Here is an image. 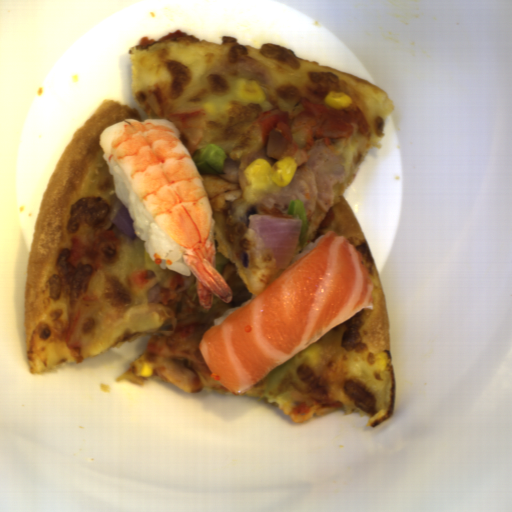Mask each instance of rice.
<instances>
[{"label":"rice","instance_id":"rice-1","mask_svg":"<svg viewBox=\"0 0 512 512\" xmlns=\"http://www.w3.org/2000/svg\"><path fill=\"white\" fill-rule=\"evenodd\" d=\"M102 158L107 163L109 174L113 176L115 196L127 208L133 220L132 230L144 241L143 249L150 260L161 269L191 276V270L183 259L185 252L162 233L118 164L113 159L110 163L104 153Z\"/></svg>","mask_w":512,"mask_h":512},{"label":"rice","instance_id":"rice-2","mask_svg":"<svg viewBox=\"0 0 512 512\" xmlns=\"http://www.w3.org/2000/svg\"><path fill=\"white\" fill-rule=\"evenodd\" d=\"M323 236L320 235L318 236L314 242H309L302 250L301 253H299L298 255L294 256L291 260H290V263H289V267L291 265H293L295 262H297L299 259H301L302 257H304L305 255H307L308 253L311 252V250L314 248V246L317 244V242L321 239V237Z\"/></svg>","mask_w":512,"mask_h":512},{"label":"rice","instance_id":"rice-3","mask_svg":"<svg viewBox=\"0 0 512 512\" xmlns=\"http://www.w3.org/2000/svg\"><path fill=\"white\" fill-rule=\"evenodd\" d=\"M257 296L254 295L252 293V297L245 301L244 303L241 304L240 307H235V308H230V309H227L219 318H214L213 320V323H214V326L219 323L221 320H223L224 318H226L227 316L231 315L232 313L238 311L239 309H241L242 307H244L245 305H247L248 303H250L252 300H254Z\"/></svg>","mask_w":512,"mask_h":512},{"label":"rice","instance_id":"rice-4","mask_svg":"<svg viewBox=\"0 0 512 512\" xmlns=\"http://www.w3.org/2000/svg\"><path fill=\"white\" fill-rule=\"evenodd\" d=\"M209 240L215 243V222L214 219L211 218L210 228L208 233Z\"/></svg>","mask_w":512,"mask_h":512}]
</instances>
